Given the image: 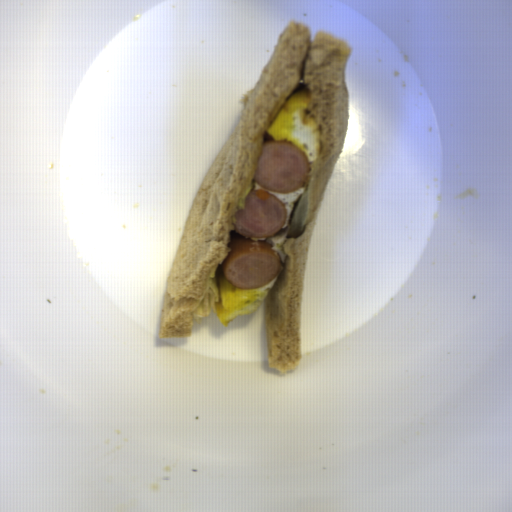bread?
Returning a JSON list of instances; mask_svg holds the SVG:
<instances>
[{"label":"bread","mask_w":512,"mask_h":512,"mask_svg":"<svg viewBox=\"0 0 512 512\" xmlns=\"http://www.w3.org/2000/svg\"><path fill=\"white\" fill-rule=\"evenodd\" d=\"M290 21L273 46L254 87L243 98L239 120L203 178L171 260L161 305L159 338L191 337L213 268L227 258L236 237V212L254 182L266 132L296 91L311 95L309 115L319 130L320 149L308 162L303 194L294 203L282 246L286 256L264 298L268 368L288 375L303 359L301 306L319 209L343 150L350 115L345 69L347 40Z\"/></svg>","instance_id":"1"}]
</instances>
